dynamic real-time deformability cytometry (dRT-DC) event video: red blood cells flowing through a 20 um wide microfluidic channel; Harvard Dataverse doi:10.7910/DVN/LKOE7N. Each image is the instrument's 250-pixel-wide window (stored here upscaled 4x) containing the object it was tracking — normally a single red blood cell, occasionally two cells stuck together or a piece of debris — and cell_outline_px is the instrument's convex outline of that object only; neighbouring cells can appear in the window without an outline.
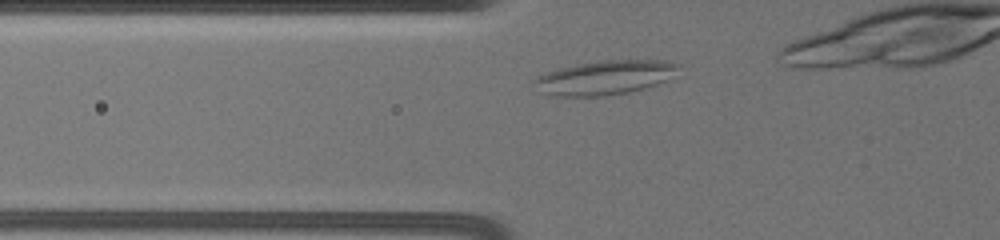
{"species": "common noctule bat (a hibernating species)", "species_latin": "Nyctalus noctula", "temperature_condition": "warm", "stored_images_in_passage": 26, "camera_frame_rate_fps": 3000, "um_per_image_px": 0.085, "animal": {"sex": "female", "body_mass_g": 19.5, "forearm_length_mm": 54.1}, "frame": {"image": 1, "passage_image": 3, "time_ms": 1.0, "image_size_px": [1000, 240], "cell_outline_px": [[680, 64], [668, 80], [644, 88], [628, 92], [604, 96], [552, 96], [540, 92], [532, 84], [532, 80], [536, 76], [548, 72], [576, 64], [604, 60], [660, 60]], "centroid_in_image_um": [51.35, 6.6], "position_along_channel_um": 74.4, "area_um2": 28.61}}
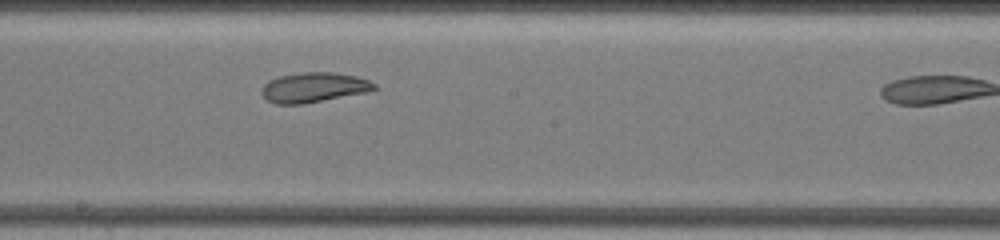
{"frame": {"image": 2, "passage_image": 19, "time_ms": 5.333, "image_size_px": [1000, 240], "cell_outline_px": [[376, 88], [364, 92], [304, 104], [276, 104], [268, 100], [264, 96], [264, 84], [268, 80], [280, 76], [300, 72], [332, 72], [356, 76], [368, 80], [376, 84]], "centroid_in_image_um": [26.67, 7.42], "position_along_channel_um": 221.5, "area_um2": 19.25}}
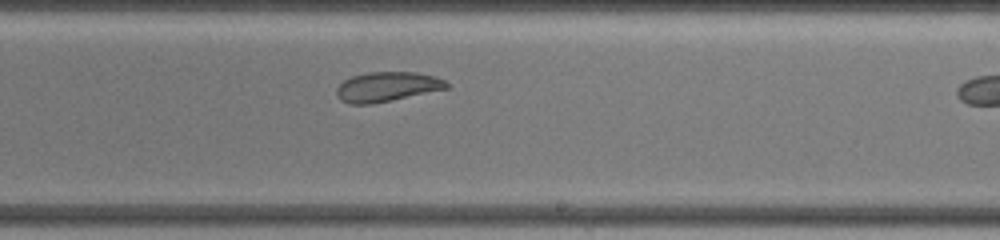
{"frame": {"image": 3, "passage_image": 24, "time_ms": 6.333, "image_size_px": [1000, 240], "cell_outline_px": [[448, 88], [392, 100], [372, 104], [348, 104], [340, 100], [336, 92], [336, 88], [344, 80], [352, 76], [368, 72], [416, 72], [436, 76], [444, 80], [448, 84]], "centroid_in_image_um": [32.88, 7.37], "position_along_channel_um": 256.1, "area_um2": 19.02}}